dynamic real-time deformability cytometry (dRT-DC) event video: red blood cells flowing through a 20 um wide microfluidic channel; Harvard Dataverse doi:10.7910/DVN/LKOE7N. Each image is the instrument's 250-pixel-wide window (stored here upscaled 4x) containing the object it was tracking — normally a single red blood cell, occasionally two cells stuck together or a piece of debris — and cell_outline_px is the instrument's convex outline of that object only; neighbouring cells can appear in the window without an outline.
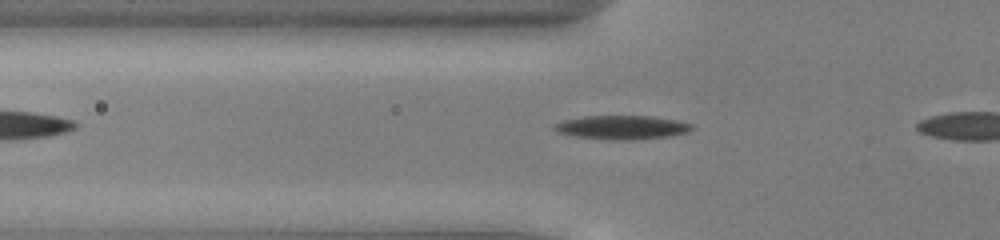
{"species": "common noctule bat (a hibernating species)", "species_latin": "Nyctalus noctula", "temperature_condition": "cold", "stored_images_in_passage": 8, "camera_frame_rate_fps": 3000, "um_per_image_px": 0.085, "animal": {"sex": "male", "body_mass_g": 13.0, "forearm_length_mm": 53.1}, "frame": {"image": 1, "passage_image": 6, "time_ms": 1.667, "image_size_px": [1000, 240], "cell_outline_px": [[692, 128], [688, 132], [672, 136], [636, 140], [612, 140], [572, 136], [556, 132], [552, 128], [552, 124], [564, 120], [584, 116], [652, 116], [676, 120], [692, 124]], "centroid_in_image_um": [52.83, 10.83], "position_along_channel_um": 73.0, "area_um2": 19.36}}